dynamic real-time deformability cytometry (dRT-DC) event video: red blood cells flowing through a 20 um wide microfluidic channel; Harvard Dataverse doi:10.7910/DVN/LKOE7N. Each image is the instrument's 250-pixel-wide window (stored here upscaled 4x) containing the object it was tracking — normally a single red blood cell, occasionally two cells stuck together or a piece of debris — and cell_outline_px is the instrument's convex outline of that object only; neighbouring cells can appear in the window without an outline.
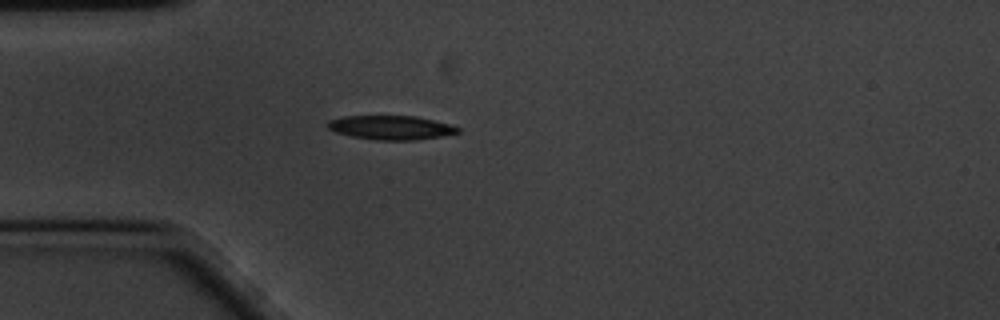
{"species": "common noctule bat (a hibernating species)", "species_latin": "Nyctalus noctula", "temperature_condition": "cold", "stored_images_in_passage": 44, "camera_frame_rate_fps": 3000, "um_per_image_px": 0.085, "animal": {"sex": "male", "body_mass_g": 20.1, "forearm_length_mm": 53.5}, "frame": {"image": 1, "passage_image": 1, "time_ms": 0.0, "image_size_px": [1000, 320], "cell_outline_px": [[460, 132], [440, 136], [416, 140], [376, 140], [352, 136], [336, 132], [328, 128], [328, 120], [344, 116], [416, 116], [448, 124], [460, 128]], "centroid_in_image_um": [33.22, 10.84], "position_along_channel_um": 51.8, "area_um2": 18.03}}
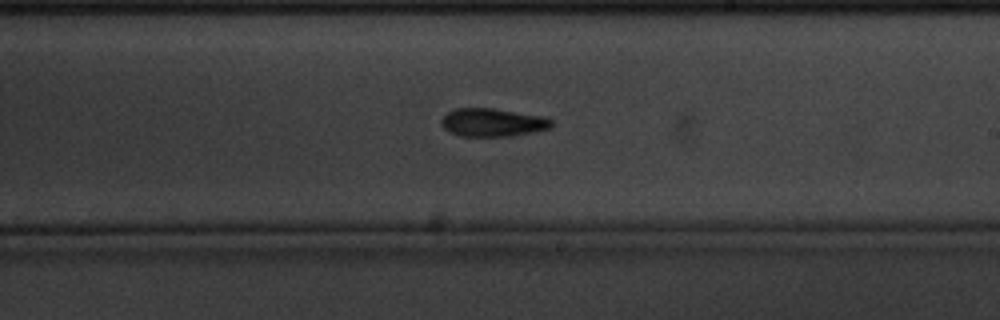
{"frame": {"image": 2, "passage_image": 19, "time_ms": 6.0, "image_size_px": [1000, 320], "cell_outline_px": [[552, 128], [512, 136], [460, 136], [448, 132], [440, 124], [440, 120], [448, 112], [456, 108], [492, 108], [544, 116], [552, 120]], "centroid_in_image_um": [41.86, 10.41], "position_along_channel_um": 247.1, "area_um2": 18.21}}
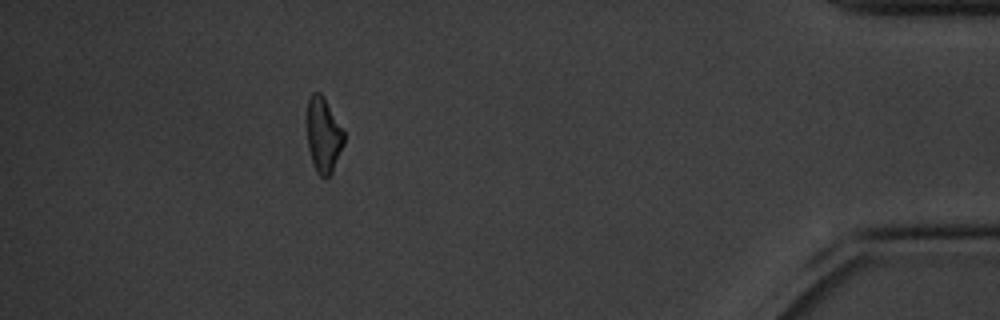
{"frame": {"image": 3, "passage_image": 38, "time_ms": 12.333, "image_size_px": [1000, 320], "cell_outline_px": [[344, 144], [332, 172], [328, 176], [320, 176], [316, 172], [308, 148], [308, 100], [312, 92], [320, 92], [324, 96], [344, 128]], "centroid_in_image_um": [27.52, 11.44], "position_along_channel_um": 407.7, "area_um2": 16.18}, "authors_computed_cell_mechanics": {"area_um2": 17.629, "velocity_mm_per_s": 3.3755, "shape_relaxation_time_tau1_ms": 5.6052, "shape_relaxation_time_tau2_ms": null, "deformation_change_tau1": 0.1504, "deformation_change_tau2": null}}